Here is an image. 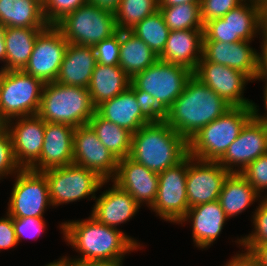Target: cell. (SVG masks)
<instances>
[{
    "instance_id": "obj_34",
    "label": "cell",
    "mask_w": 267,
    "mask_h": 266,
    "mask_svg": "<svg viewBox=\"0 0 267 266\" xmlns=\"http://www.w3.org/2000/svg\"><path fill=\"white\" fill-rule=\"evenodd\" d=\"M167 27L172 30L203 29L200 3L159 7Z\"/></svg>"
},
{
    "instance_id": "obj_9",
    "label": "cell",
    "mask_w": 267,
    "mask_h": 266,
    "mask_svg": "<svg viewBox=\"0 0 267 266\" xmlns=\"http://www.w3.org/2000/svg\"><path fill=\"white\" fill-rule=\"evenodd\" d=\"M258 34L262 35L261 3L251 0H245L222 18L210 20L203 27V41H254Z\"/></svg>"
},
{
    "instance_id": "obj_44",
    "label": "cell",
    "mask_w": 267,
    "mask_h": 266,
    "mask_svg": "<svg viewBox=\"0 0 267 266\" xmlns=\"http://www.w3.org/2000/svg\"><path fill=\"white\" fill-rule=\"evenodd\" d=\"M17 244L12 217L6 213L0 218V251L15 248Z\"/></svg>"
},
{
    "instance_id": "obj_14",
    "label": "cell",
    "mask_w": 267,
    "mask_h": 266,
    "mask_svg": "<svg viewBox=\"0 0 267 266\" xmlns=\"http://www.w3.org/2000/svg\"><path fill=\"white\" fill-rule=\"evenodd\" d=\"M193 76L210 87L232 107H253L255 103L243 97L246 85L252 81L240 71L207 62L202 57L193 71Z\"/></svg>"
},
{
    "instance_id": "obj_38",
    "label": "cell",
    "mask_w": 267,
    "mask_h": 266,
    "mask_svg": "<svg viewBox=\"0 0 267 266\" xmlns=\"http://www.w3.org/2000/svg\"><path fill=\"white\" fill-rule=\"evenodd\" d=\"M129 88L134 92L137 99V106L141 109L142 116L149 123H159L164 121L166 110L146 91L136 89L131 83Z\"/></svg>"
},
{
    "instance_id": "obj_51",
    "label": "cell",
    "mask_w": 267,
    "mask_h": 266,
    "mask_svg": "<svg viewBox=\"0 0 267 266\" xmlns=\"http://www.w3.org/2000/svg\"><path fill=\"white\" fill-rule=\"evenodd\" d=\"M264 96H263V98H264V109H265V114L263 113V115H261L259 112H260V110L258 109V107L259 106H257L256 105V103H254V105H253V108H254V115L259 119V120H261L264 124H266L267 125V89H264Z\"/></svg>"
},
{
    "instance_id": "obj_24",
    "label": "cell",
    "mask_w": 267,
    "mask_h": 266,
    "mask_svg": "<svg viewBox=\"0 0 267 266\" xmlns=\"http://www.w3.org/2000/svg\"><path fill=\"white\" fill-rule=\"evenodd\" d=\"M202 49L203 29L172 30L158 58L194 71L202 58Z\"/></svg>"
},
{
    "instance_id": "obj_53",
    "label": "cell",
    "mask_w": 267,
    "mask_h": 266,
    "mask_svg": "<svg viewBox=\"0 0 267 266\" xmlns=\"http://www.w3.org/2000/svg\"><path fill=\"white\" fill-rule=\"evenodd\" d=\"M262 28H267V0L261 2Z\"/></svg>"
},
{
    "instance_id": "obj_29",
    "label": "cell",
    "mask_w": 267,
    "mask_h": 266,
    "mask_svg": "<svg viewBox=\"0 0 267 266\" xmlns=\"http://www.w3.org/2000/svg\"><path fill=\"white\" fill-rule=\"evenodd\" d=\"M262 197L240 173H230L223 183L219 202L230 219L246 211Z\"/></svg>"
},
{
    "instance_id": "obj_1",
    "label": "cell",
    "mask_w": 267,
    "mask_h": 266,
    "mask_svg": "<svg viewBox=\"0 0 267 266\" xmlns=\"http://www.w3.org/2000/svg\"><path fill=\"white\" fill-rule=\"evenodd\" d=\"M59 227L67 245L80 254L73 259L123 261L126 253L142 246L121 229L99 223L91 215L84 220L65 221Z\"/></svg>"
},
{
    "instance_id": "obj_49",
    "label": "cell",
    "mask_w": 267,
    "mask_h": 266,
    "mask_svg": "<svg viewBox=\"0 0 267 266\" xmlns=\"http://www.w3.org/2000/svg\"><path fill=\"white\" fill-rule=\"evenodd\" d=\"M86 2H90L101 8L108 9L114 12L120 3V0H86Z\"/></svg>"
},
{
    "instance_id": "obj_22",
    "label": "cell",
    "mask_w": 267,
    "mask_h": 266,
    "mask_svg": "<svg viewBox=\"0 0 267 266\" xmlns=\"http://www.w3.org/2000/svg\"><path fill=\"white\" fill-rule=\"evenodd\" d=\"M227 220L219 200H216L189 208L179 224L190 222L195 246L205 249L218 239Z\"/></svg>"
},
{
    "instance_id": "obj_36",
    "label": "cell",
    "mask_w": 267,
    "mask_h": 266,
    "mask_svg": "<svg viewBox=\"0 0 267 266\" xmlns=\"http://www.w3.org/2000/svg\"><path fill=\"white\" fill-rule=\"evenodd\" d=\"M255 212H252L253 230L249 235L238 238L235 242L240 245H262L267 243V201L262 198ZM258 207V208H257Z\"/></svg>"
},
{
    "instance_id": "obj_13",
    "label": "cell",
    "mask_w": 267,
    "mask_h": 266,
    "mask_svg": "<svg viewBox=\"0 0 267 266\" xmlns=\"http://www.w3.org/2000/svg\"><path fill=\"white\" fill-rule=\"evenodd\" d=\"M68 42L56 25H48L37 36L24 72L44 84L55 82Z\"/></svg>"
},
{
    "instance_id": "obj_56",
    "label": "cell",
    "mask_w": 267,
    "mask_h": 266,
    "mask_svg": "<svg viewBox=\"0 0 267 266\" xmlns=\"http://www.w3.org/2000/svg\"><path fill=\"white\" fill-rule=\"evenodd\" d=\"M4 127V124L0 121V130Z\"/></svg>"
},
{
    "instance_id": "obj_2",
    "label": "cell",
    "mask_w": 267,
    "mask_h": 266,
    "mask_svg": "<svg viewBox=\"0 0 267 266\" xmlns=\"http://www.w3.org/2000/svg\"><path fill=\"white\" fill-rule=\"evenodd\" d=\"M230 107L210 87L192 75L182 94L166 110L164 121L188 141Z\"/></svg>"
},
{
    "instance_id": "obj_43",
    "label": "cell",
    "mask_w": 267,
    "mask_h": 266,
    "mask_svg": "<svg viewBox=\"0 0 267 266\" xmlns=\"http://www.w3.org/2000/svg\"><path fill=\"white\" fill-rule=\"evenodd\" d=\"M12 221L18 243L22 240V238H32L34 240L35 238L37 239L46 228L44 218H12Z\"/></svg>"
},
{
    "instance_id": "obj_20",
    "label": "cell",
    "mask_w": 267,
    "mask_h": 266,
    "mask_svg": "<svg viewBox=\"0 0 267 266\" xmlns=\"http://www.w3.org/2000/svg\"><path fill=\"white\" fill-rule=\"evenodd\" d=\"M251 42L203 41L202 57L207 62L225 65L240 71L254 82L259 52L250 46Z\"/></svg>"
},
{
    "instance_id": "obj_23",
    "label": "cell",
    "mask_w": 267,
    "mask_h": 266,
    "mask_svg": "<svg viewBox=\"0 0 267 266\" xmlns=\"http://www.w3.org/2000/svg\"><path fill=\"white\" fill-rule=\"evenodd\" d=\"M112 187L96 197L91 216L99 223L112 228L126 223L134 217L140 206L124 189L112 181Z\"/></svg>"
},
{
    "instance_id": "obj_3",
    "label": "cell",
    "mask_w": 267,
    "mask_h": 266,
    "mask_svg": "<svg viewBox=\"0 0 267 266\" xmlns=\"http://www.w3.org/2000/svg\"><path fill=\"white\" fill-rule=\"evenodd\" d=\"M188 155V141L165 121L149 123L132 134L129 157L157 174Z\"/></svg>"
},
{
    "instance_id": "obj_28",
    "label": "cell",
    "mask_w": 267,
    "mask_h": 266,
    "mask_svg": "<svg viewBox=\"0 0 267 266\" xmlns=\"http://www.w3.org/2000/svg\"><path fill=\"white\" fill-rule=\"evenodd\" d=\"M46 27H5L6 65L0 70H24L38 34Z\"/></svg>"
},
{
    "instance_id": "obj_18",
    "label": "cell",
    "mask_w": 267,
    "mask_h": 266,
    "mask_svg": "<svg viewBox=\"0 0 267 266\" xmlns=\"http://www.w3.org/2000/svg\"><path fill=\"white\" fill-rule=\"evenodd\" d=\"M45 125L46 121L38 115L18 117L4 124L12 140L16 162L21 169H30L40 159Z\"/></svg>"
},
{
    "instance_id": "obj_32",
    "label": "cell",
    "mask_w": 267,
    "mask_h": 266,
    "mask_svg": "<svg viewBox=\"0 0 267 266\" xmlns=\"http://www.w3.org/2000/svg\"><path fill=\"white\" fill-rule=\"evenodd\" d=\"M88 124L95 131L101 143L118 160L130 155L132 133L117 124L102 118L97 112L90 118Z\"/></svg>"
},
{
    "instance_id": "obj_8",
    "label": "cell",
    "mask_w": 267,
    "mask_h": 266,
    "mask_svg": "<svg viewBox=\"0 0 267 266\" xmlns=\"http://www.w3.org/2000/svg\"><path fill=\"white\" fill-rule=\"evenodd\" d=\"M42 173L48 181L52 207L77 202L83 198L95 200V193L110 182L100 178L94 171L75 164L50 168Z\"/></svg>"
},
{
    "instance_id": "obj_58",
    "label": "cell",
    "mask_w": 267,
    "mask_h": 266,
    "mask_svg": "<svg viewBox=\"0 0 267 266\" xmlns=\"http://www.w3.org/2000/svg\"><path fill=\"white\" fill-rule=\"evenodd\" d=\"M251 1H256V2H259V3H261V2H262V0H251Z\"/></svg>"
},
{
    "instance_id": "obj_50",
    "label": "cell",
    "mask_w": 267,
    "mask_h": 266,
    "mask_svg": "<svg viewBox=\"0 0 267 266\" xmlns=\"http://www.w3.org/2000/svg\"><path fill=\"white\" fill-rule=\"evenodd\" d=\"M0 62L6 65L5 26L0 24Z\"/></svg>"
},
{
    "instance_id": "obj_25",
    "label": "cell",
    "mask_w": 267,
    "mask_h": 266,
    "mask_svg": "<svg viewBox=\"0 0 267 266\" xmlns=\"http://www.w3.org/2000/svg\"><path fill=\"white\" fill-rule=\"evenodd\" d=\"M96 64L97 58L92 46L68 43L55 82L88 88Z\"/></svg>"
},
{
    "instance_id": "obj_6",
    "label": "cell",
    "mask_w": 267,
    "mask_h": 266,
    "mask_svg": "<svg viewBox=\"0 0 267 266\" xmlns=\"http://www.w3.org/2000/svg\"><path fill=\"white\" fill-rule=\"evenodd\" d=\"M44 83L23 70H0V121L37 115Z\"/></svg>"
},
{
    "instance_id": "obj_10",
    "label": "cell",
    "mask_w": 267,
    "mask_h": 266,
    "mask_svg": "<svg viewBox=\"0 0 267 266\" xmlns=\"http://www.w3.org/2000/svg\"><path fill=\"white\" fill-rule=\"evenodd\" d=\"M193 71L182 66L158 59L144 71L131 78L138 90L151 94L167 110L182 94Z\"/></svg>"
},
{
    "instance_id": "obj_31",
    "label": "cell",
    "mask_w": 267,
    "mask_h": 266,
    "mask_svg": "<svg viewBox=\"0 0 267 266\" xmlns=\"http://www.w3.org/2000/svg\"><path fill=\"white\" fill-rule=\"evenodd\" d=\"M158 56L130 30H120V58L118 65L132 78L153 65Z\"/></svg>"
},
{
    "instance_id": "obj_39",
    "label": "cell",
    "mask_w": 267,
    "mask_h": 266,
    "mask_svg": "<svg viewBox=\"0 0 267 266\" xmlns=\"http://www.w3.org/2000/svg\"><path fill=\"white\" fill-rule=\"evenodd\" d=\"M21 170L17 164L10 134L3 127L0 130V180L7 176H14Z\"/></svg>"
},
{
    "instance_id": "obj_11",
    "label": "cell",
    "mask_w": 267,
    "mask_h": 266,
    "mask_svg": "<svg viewBox=\"0 0 267 266\" xmlns=\"http://www.w3.org/2000/svg\"><path fill=\"white\" fill-rule=\"evenodd\" d=\"M15 175L6 213L12 218H44L47 207L52 206L45 175L30 169H21Z\"/></svg>"
},
{
    "instance_id": "obj_5",
    "label": "cell",
    "mask_w": 267,
    "mask_h": 266,
    "mask_svg": "<svg viewBox=\"0 0 267 266\" xmlns=\"http://www.w3.org/2000/svg\"><path fill=\"white\" fill-rule=\"evenodd\" d=\"M253 115V107H230L188 140V154L199 160L218 161Z\"/></svg>"
},
{
    "instance_id": "obj_7",
    "label": "cell",
    "mask_w": 267,
    "mask_h": 266,
    "mask_svg": "<svg viewBox=\"0 0 267 266\" xmlns=\"http://www.w3.org/2000/svg\"><path fill=\"white\" fill-rule=\"evenodd\" d=\"M56 26L68 43L92 47L118 32L114 12L90 2L67 14Z\"/></svg>"
},
{
    "instance_id": "obj_57",
    "label": "cell",
    "mask_w": 267,
    "mask_h": 266,
    "mask_svg": "<svg viewBox=\"0 0 267 266\" xmlns=\"http://www.w3.org/2000/svg\"><path fill=\"white\" fill-rule=\"evenodd\" d=\"M262 198H264L267 201V194H265Z\"/></svg>"
},
{
    "instance_id": "obj_52",
    "label": "cell",
    "mask_w": 267,
    "mask_h": 266,
    "mask_svg": "<svg viewBox=\"0 0 267 266\" xmlns=\"http://www.w3.org/2000/svg\"><path fill=\"white\" fill-rule=\"evenodd\" d=\"M201 0H159V7H170L183 3H200Z\"/></svg>"
},
{
    "instance_id": "obj_30",
    "label": "cell",
    "mask_w": 267,
    "mask_h": 266,
    "mask_svg": "<svg viewBox=\"0 0 267 266\" xmlns=\"http://www.w3.org/2000/svg\"><path fill=\"white\" fill-rule=\"evenodd\" d=\"M0 24L5 27H47L42 0H0Z\"/></svg>"
},
{
    "instance_id": "obj_16",
    "label": "cell",
    "mask_w": 267,
    "mask_h": 266,
    "mask_svg": "<svg viewBox=\"0 0 267 266\" xmlns=\"http://www.w3.org/2000/svg\"><path fill=\"white\" fill-rule=\"evenodd\" d=\"M73 164L94 171L103 180H112L118 159L101 143L92 127L85 124L74 131Z\"/></svg>"
},
{
    "instance_id": "obj_46",
    "label": "cell",
    "mask_w": 267,
    "mask_h": 266,
    "mask_svg": "<svg viewBox=\"0 0 267 266\" xmlns=\"http://www.w3.org/2000/svg\"><path fill=\"white\" fill-rule=\"evenodd\" d=\"M68 266H123L122 261H102V260H79L69 256H63Z\"/></svg>"
},
{
    "instance_id": "obj_12",
    "label": "cell",
    "mask_w": 267,
    "mask_h": 266,
    "mask_svg": "<svg viewBox=\"0 0 267 266\" xmlns=\"http://www.w3.org/2000/svg\"><path fill=\"white\" fill-rule=\"evenodd\" d=\"M188 155L158 174V190L150 208L164 221L179 224L189 209L186 190Z\"/></svg>"
},
{
    "instance_id": "obj_45",
    "label": "cell",
    "mask_w": 267,
    "mask_h": 266,
    "mask_svg": "<svg viewBox=\"0 0 267 266\" xmlns=\"http://www.w3.org/2000/svg\"><path fill=\"white\" fill-rule=\"evenodd\" d=\"M223 266H260V263L251 251L244 249V251L234 254Z\"/></svg>"
},
{
    "instance_id": "obj_48",
    "label": "cell",
    "mask_w": 267,
    "mask_h": 266,
    "mask_svg": "<svg viewBox=\"0 0 267 266\" xmlns=\"http://www.w3.org/2000/svg\"><path fill=\"white\" fill-rule=\"evenodd\" d=\"M251 251L258 259L260 266H267V243L262 245H240Z\"/></svg>"
},
{
    "instance_id": "obj_33",
    "label": "cell",
    "mask_w": 267,
    "mask_h": 266,
    "mask_svg": "<svg viewBox=\"0 0 267 266\" xmlns=\"http://www.w3.org/2000/svg\"><path fill=\"white\" fill-rule=\"evenodd\" d=\"M130 31L159 56L164 50L170 29L167 27L161 12L157 10L137 23Z\"/></svg>"
},
{
    "instance_id": "obj_41",
    "label": "cell",
    "mask_w": 267,
    "mask_h": 266,
    "mask_svg": "<svg viewBox=\"0 0 267 266\" xmlns=\"http://www.w3.org/2000/svg\"><path fill=\"white\" fill-rule=\"evenodd\" d=\"M97 63L118 65L120 58V30L112 37L105 39L94 47Z\"/></svg>"
},
{
    "instance_id": "obj_19",
    "label": "cell",
    "mask_w": 267,
    "mask_h": 266,
    "mask_svg": "<svg viewBox=\"0 0 267 266\" xmlns=\"http://www.w3.org/2000/svg\"><path fill=\"white\" fill-rule=\"evenodd\" d=\"M127 191L141 207L150 209L158 190V174L137 163L129 156L118 160L117 172L111 180Z\"/></svg>"
},
{
    "instance_id": "obj_37",
    "label": "cell",
    "mask_w": 267,
    "mask_h": 266,
    "mask_svg": "<svg viewBox=\"0 0 267 266\" xmlns=\"http://www.w3.org/2000/svg\"><path fill=\"white\" fill-rule=\"evenodd\" d=\"M85 3L86 0H42L44 17L49 25H56Z\"/></svg>"
},
{
    "instance_id": "obj_26",
    "label": "cell",
    "mask_w": 267,
    "mask_h": 266,
    "mask_svg": "<svg viewBox=\"0 0 267 266\" xmlns=\"http://www.w3.org/2000/svg\"><path fill=\"white\" fill-rule=\"evenodd\" d=\"M137 104L134 92L128 87L121 94L98 105L96 112L102 118L134 134L142 126L149 124Z\"/></svg>"
},
{
    "instance_id": "obj_4",
    "label": "cell",
    "mask_w": 267,
    "mask_h": 266,
    "mask_svg": "<svg viewBox=\"0 0 267 266\" xmlns=\"http://www.w3.org/2000/svg\"><path fill=\"white\" fill-rule=\"evenodd\" d=\"M95 112L88 88L58 82L44 84L37 115L46 122L76 128L88 124Z\"/></svg>"
},
{
    "instance_id": "obj_47",
    "label": "cell",
    "mask_w": 267,
    "mask_h": 266,
    "mask_svg": "<svg viewBox=\"0 0 267 266\" xmlns=\"http://www.w3.org/2000/svg\"><path fill=\"white\" fill-rule=\"evenodd\" d=\"M260 52L258 55L257 75L255 80L265 81L264 89H267V49L262 44Z\"/></svg>"
},
{
    "instance_id": "obj_35",
    "label": "cell",
    "mask_w": 267,
    "mask_h": 266,
    "mask_svg": "<svg viewBox=\"0 0 267 266\" xmlns=\"http://www.w3.org/2000/svg\"><path fill=\"white\" fill-rule=\"evenodd\" d=\"M157 10H159V0H120L114 11L117 29L131 30Z\"/></svg>"
},
{
    "instance_id": "obj_54",
    "label": "cell",
    "mask_w": 267,
    "mask_h": 266,
    "mask_svg": "<svg viewBox=\"0 0 267 266\" xmlns=\"http://www.w3.org/2000/svg\"><path fill=\"white\" fill-rule=\"evenodd\" d=\"M45 266H68V263L64 257H60L59 260H54Z\"/></svg>"
},
{
    "instance_id": "obj_27",
    "label": "cell",
    "mask_w": 267,
    "mask_h": 266,
    "mask_svg": "<svg viewBox=\"0 0 267 266\" xmlns=\"http://www.w3.org/2000/svg\"><path fill=\"white\" fill-rule=\"evenodd\" d=\"M130 83L131 78L119 65L97 63L88 87L93 105L97 107L102 102L121 94Z\"/></svg>"
},
{
    "instance_id": "obj_15",
    "label": "cell",
    "mask_w": 267,
    "mask_h": 266,
    "mask_svg": "<svg viewBox=\"0 0 267 266\" xmlns=\"http://www.w3.org/2000/svg\"><path fill=\"white\" fill-rule=\"evenodd\" d=\"M266 152L267 125L253 115L217 162L230 173H241Z\"/></svg>"
},
{
    "instance_id": "obj_55",
    "label": "cell",
    "mask_w": 267,
    "mask_h": 266,
    "mask_svg": "<svg viewBox=\"0 0 267 266\" xmlns=\"http://www.w3.org/2000/svg\"><path fill=\"white\" fill-rule=\"evenodd\" d=\"M262 45L267 49V28H262Z\"/></svg>"
},
{
    "instance_id": "obj_17",
    "label": "cell",
    "mask_w": 267,
    "mask_h": 266,
    "mask_svg": "<svg viewBox=\"0 0 267 266\" xmlns=\"http://www.w3.org/2000/svg\"><path fill=\"white\" fill-rule=\"evenodd\" d=\"M229 174L217 161L199 160L188 154L186 190L189 208L219 200Z\"/></svg>"
},
{
    "instance_id": "obj_42",
    "label": "cell",
    "mask_w": 267,
    "mask_h": 266,
    "mask_svg": "<svg viewBox=\"0 0 267 266\" xmlns=\"http://www.w3.org/2000/svg\"><path fill=\"white\" fill-rule=\"evenodd\" d=\"M245 0H201L200 10L203 24L206 22L222 18L230 10L238 7Z\"/></svg>"
},
{
    "instance_id": "obj_40",
    "label": "cell",
    "mask_w": 267,
    "mask_h": 266,
    "mask_svg": "<svg viewBox=\"0 0 267 266\" xmlns=\"http://www.w3.org/2000/svg\"><path fill=\"white\" fill-rule=\"evenodd\" d=\"M240 174L262 195L267 190V152L251 162Z\"/></svg>"
},
{
    "instance_id": "obj_21",
    "label": "cell",
    "mask_w": 267,
    "mask_h": 266,
    "mask_svg": "<svg viewBox=\"0 0 267 266\" xmlns=\"http://www.w3.org/2000/svg\"><path fill=\"white\" fill-rule=\"evenodd\" d=\"M74 131L68 124L46 122L40 159L30 170L42 172L73 164Z\"/></svg>"
}]
</instances>
